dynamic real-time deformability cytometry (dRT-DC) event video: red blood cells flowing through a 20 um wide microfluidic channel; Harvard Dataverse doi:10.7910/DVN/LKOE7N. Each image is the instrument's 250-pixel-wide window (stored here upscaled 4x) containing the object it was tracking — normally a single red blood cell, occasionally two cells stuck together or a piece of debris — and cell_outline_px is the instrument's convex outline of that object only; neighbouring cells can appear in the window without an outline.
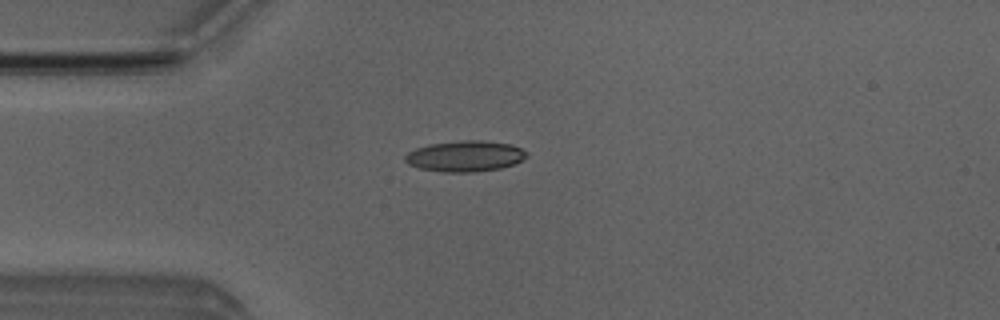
{"species": "Egyptian fruit bat (a non-hibernating species)", "species_latin": "Rousettus aegyptiacus", "temperature_condition": "room temperature", "stored_images_in_passage": 3, "camera_frame_rate_fps": 3000, "um_per_image_px": 0.085, "animal": {"sex": "male"}, "frame": {"image": 1, "passage_image": 3, "time_ms": 3.0, "image_size_px": [1000, 320], "cell_outline_px": [[528, 156], [512, 164], [500, 168], [472, 172], [444, 172], [420, 168], [408, 164], [404, 160], [404, 156], [408, 152], [416, 148], [428, 144], [460, 140], [484, 140], [512, 144], [528, 152]], "centroid_in_image_um": [39.52, 13.26], "position_along_channel_um": 45.5, "area_um2": 21.91}}